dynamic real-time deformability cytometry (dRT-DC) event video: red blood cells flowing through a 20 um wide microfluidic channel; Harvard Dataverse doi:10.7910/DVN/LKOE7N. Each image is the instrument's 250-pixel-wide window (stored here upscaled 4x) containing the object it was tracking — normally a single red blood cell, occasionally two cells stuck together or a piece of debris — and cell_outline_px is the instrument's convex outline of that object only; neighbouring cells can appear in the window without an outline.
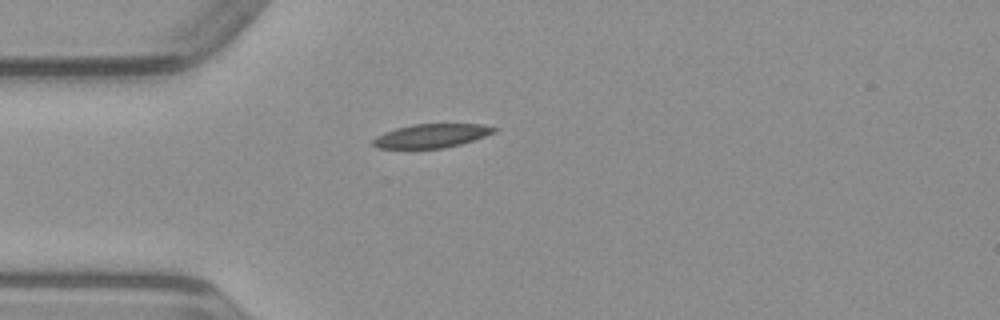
{"species": "common noctule bat (a hibernating species)", "species_latin": "Nyctalus noctula", "temperature_condition": "warm", "stored_images_in_passage": 37, "camera_frame_rate_fps": 3000, "um_per_image_px": 0.085, "animal": {"sex": "male", "body_mass_g": 23.1, "forearm_length_mm": 52.7}, "frame": {"image": 1, "passage_image": 1, "time_ms": 0.0, "image_size_px": [1000, 320], "cell_outline_px": [[496, 132], [460, 144], [444, 148], [376, 148], [372, 144], [372, 140], [376, 136], [384, 132], [396, 128], [412, 124], [480, 124], [496, 128]], "centroid_in_image_um": [36.63, 11.54], "position_along_channel_um": 48.4, "area_um2": 16.65}}
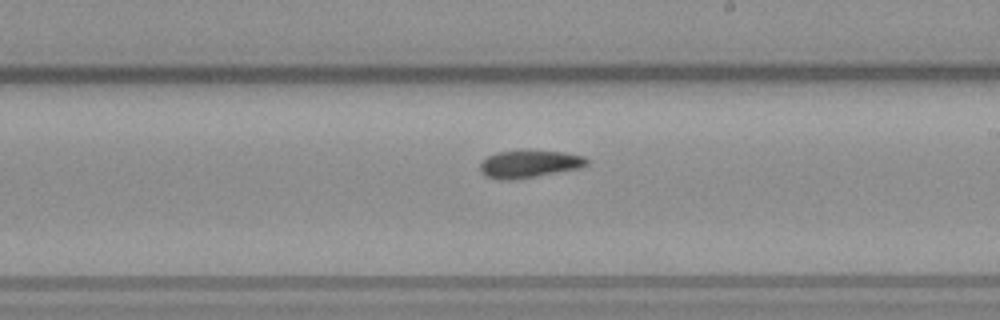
{"frame": {"image": 2, "passage_image": 16, "time_ms": 5.0, "image_size_px": [1000, 320], "cell_outline_px": [[588, 164], [580, 168], [536, 176], [512, 180], [500, 180], [484, 176], [480, 172], [480, 164], [488, 156], [496, 152], [564, 152], [584, 156], [588, 160]], "centroid_in_image_um": [44.97, 13.97], "position_along_channel_um": 244.0, "area_um2": 16.7}}
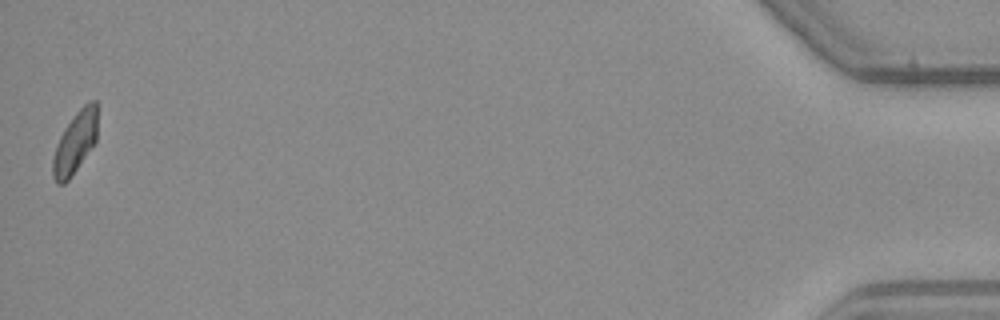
{"frame": {"image": 3, "passage_image": 37, "time_ms": 12.0, "image_size_px": [1000, 320], "cell_outline_px": [[96, 140], [68, 180], [64, 184], [56, 184], [52, 176], [52, 160], [56, 144], [64, 128], [76, 112], [88, 100], [96, 100]], "centroid_in_image_um": [6.35, 12.11], "position_along_channel_um": 428.9, "area_um2": 15.84}}